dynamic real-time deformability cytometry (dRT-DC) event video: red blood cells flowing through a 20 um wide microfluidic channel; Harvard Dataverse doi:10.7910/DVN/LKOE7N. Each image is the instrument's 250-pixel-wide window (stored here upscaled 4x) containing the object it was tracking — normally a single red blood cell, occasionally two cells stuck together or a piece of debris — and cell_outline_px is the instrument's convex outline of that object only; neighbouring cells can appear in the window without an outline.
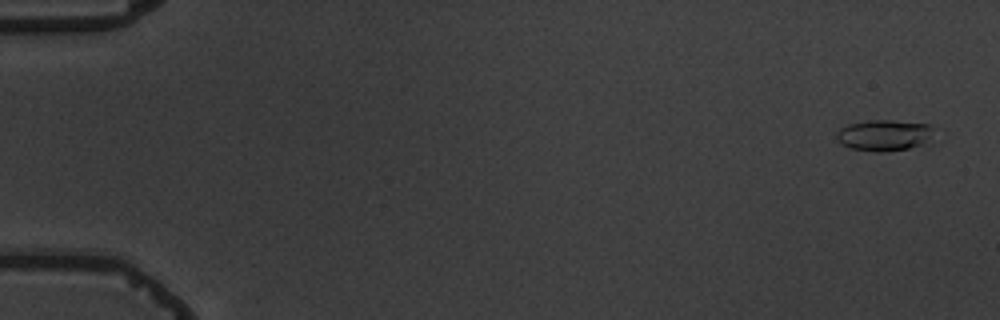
{"species": "common noctule bat (a hibernating species)", "species_latin": "Nyctalus noctula", "temperature_condition": "warm", "stored_images_in_passage": 5, "camera_frame_rate_fps": 3000, "um_per_image_px": 0.085, "animal": {"sex": "male", "body_mass_g": 19.5, "forearm_length_mm": 54.6}, "frame": {"image": 1, "passage_image": 1, "time_ms": 0.0, "image_size_px": [1000, 320], "cell_outline_px": [[932, 128], [928, 136], [920, 144], [908, 148], [884, 152], [876, 152], [852, 148], [840, 144], [836, 140], [836, 132], [840, 128], [848, 124], [872, 120], [892, 120], [928, 124]], "centroid_in_image_um": [75.03, 11.49], "position_along_channel_um": 10.0, "area_um2": 17.22}}